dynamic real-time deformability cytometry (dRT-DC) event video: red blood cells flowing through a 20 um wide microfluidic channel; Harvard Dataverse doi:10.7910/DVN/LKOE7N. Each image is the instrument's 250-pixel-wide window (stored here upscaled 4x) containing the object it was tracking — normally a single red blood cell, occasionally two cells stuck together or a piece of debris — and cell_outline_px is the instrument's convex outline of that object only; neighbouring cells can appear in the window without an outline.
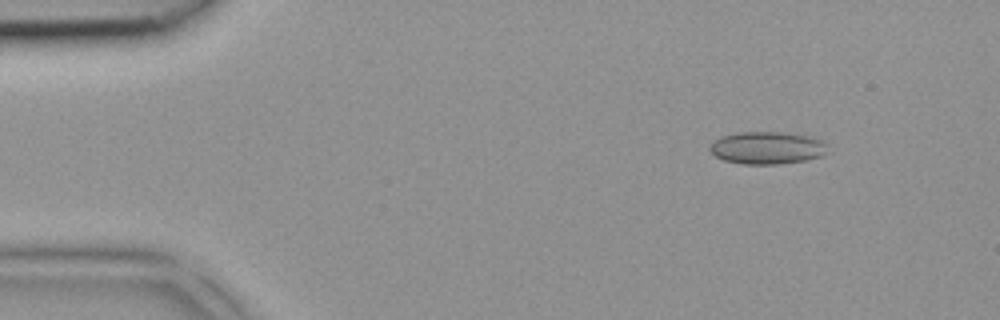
{"species": "common noctule bat (a hibernating species)", "species_latin": "Nyctalus noctula", "temperature_condition": "room temperature", "stored_images_in_passage": 4, "camera_frame_rate_fps": 3000, "um_per_image_px": 0.085, "animal": {"sex": "female", "body_mass_g": 18.4}, "frame": {"image": 1, "passage_image": 1, "time_ms": 0.0, "image_size_px": [1000, 320], "cell_outline_px": [[824, 152], [820, 156], [804, 160], [776, 164], [744, 164], [724, 160], [716, 156], [708, 148], [716, 140], [724, 136], [736, 132], [784, 132], [808, 136], [824, 140]], "centroid_in_image_um": [65.18, 12.56], "position_along_channel_um": 19.8, "area_um2": 21.85}}